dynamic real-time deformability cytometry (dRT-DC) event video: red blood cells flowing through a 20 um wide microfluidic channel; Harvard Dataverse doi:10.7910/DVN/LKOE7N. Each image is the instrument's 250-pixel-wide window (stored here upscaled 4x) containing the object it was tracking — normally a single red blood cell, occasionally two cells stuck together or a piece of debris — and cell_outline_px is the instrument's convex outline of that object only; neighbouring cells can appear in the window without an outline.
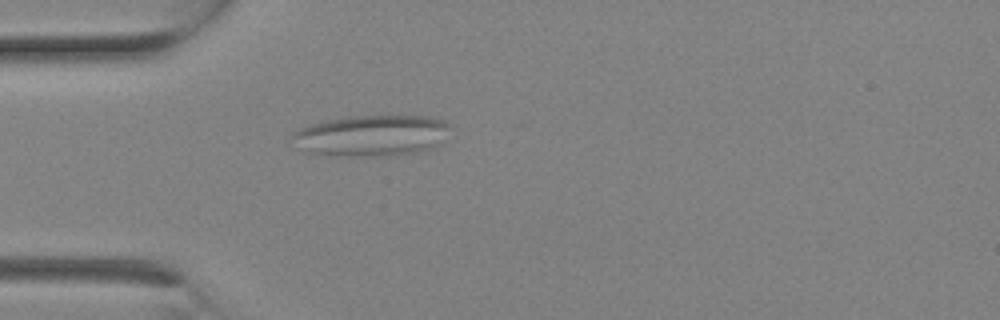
{"species": "Egyptian fruit bat (a non-hibernating species)", "species_latin": "Rousettus aegyptiacus", "temperature_condition": "room temperature", "stored_images_in_passage": 2, "camera_frame_rate_fps": 3000, "um_per_image_px": 0.085, "animal": {"sex": "female"}, "frame": {"image": 1, "passage_image": 2, "time_ms": 0.333, "image_size_px": [1000, 320], "cell_outline_px": [[452, 128], [440, 144], [432, 148], [416, 152], [388, 156], [348, 156], [304, 152], [300, 148], [292, 136], [292, 132], [300, 128], [324, 120], [356, 116], [428, 116], [444, 120]], "centroid_in_image_um": [31.63, 11.52], "position_along_channel_um": 53.4, "area_um2": 37.86}}